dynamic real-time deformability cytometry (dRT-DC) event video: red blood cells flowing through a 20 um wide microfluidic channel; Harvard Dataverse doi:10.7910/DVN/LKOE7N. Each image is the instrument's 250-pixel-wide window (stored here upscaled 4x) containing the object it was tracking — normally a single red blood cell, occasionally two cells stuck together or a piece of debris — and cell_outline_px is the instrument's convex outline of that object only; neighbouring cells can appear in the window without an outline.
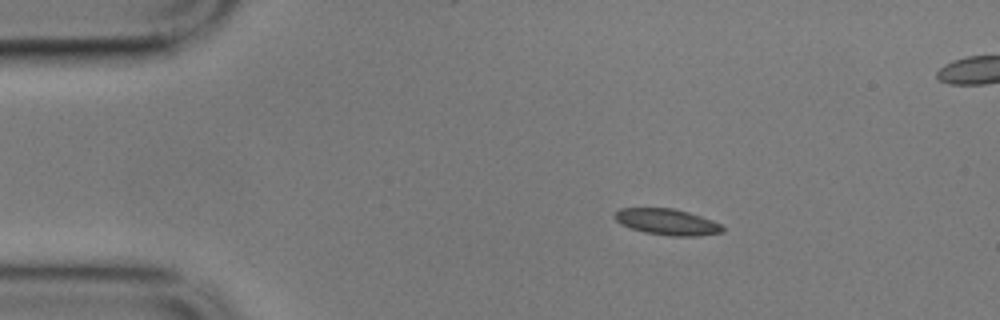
{"species": "common noctule bat (a hibernating species)", "species_latin": "Nyctalus noctula", "temperature_condition": "cold", "stored_images_in_passage": 4, "camera_frame_rate_fps": 3000, "um_per_image_px": 0.085, "animal": {"sex": "male", "body_mass_g": 17.9}, "frame": {"image": 1, "passage_image": 2, "time_ms": 0.333, "image_size_px": [1000, 320], "cell_outline_px": [[724, 232], [696, 236], [668, 236], [644, 232], [620, 224], [612, 216], [620, 208], [672, 208], [688, 212], [712, 220], [720, 224], [724, 228]], "centroid_in_image_um": [56.69, 18.86], "position_along_channel_um": 28.3, "area_um2": 16.42}}